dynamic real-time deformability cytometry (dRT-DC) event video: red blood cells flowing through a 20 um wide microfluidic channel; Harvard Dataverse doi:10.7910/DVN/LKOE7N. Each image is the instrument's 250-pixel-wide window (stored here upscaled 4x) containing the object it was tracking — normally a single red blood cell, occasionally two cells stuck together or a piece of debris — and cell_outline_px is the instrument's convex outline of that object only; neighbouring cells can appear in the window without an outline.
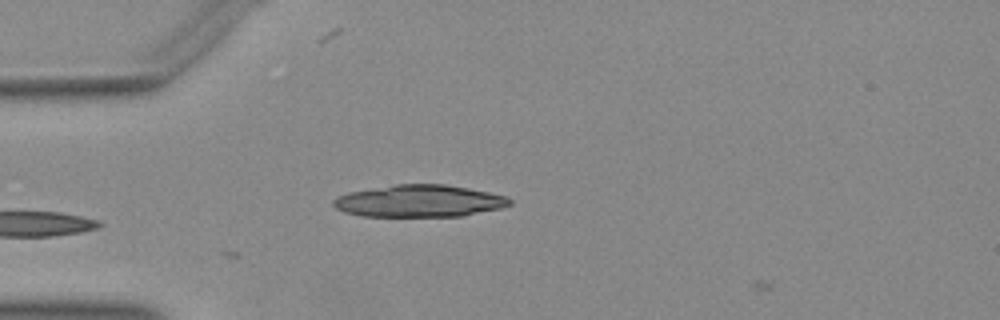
{"species": "Egyptian fruit bat (a non-hibernating species)", "species_latin": "Rousettus aegyptiacus", "temperature_condition": "warm", "stored_images_in_passage": 10, "camera_frame_rate_fps": 3000, "um_per_image_px": 0.085, "animal": {"sex": "female"}, "frame": {"image": 1, "passage_image": 2, "time_ms": 0.333, "image_size_px": [1000, 320], "cell_outline_px": [[512, 204], [500, 208], [460, 216], [364, 216], [344, 212], [336, 208], [332, 204], [332, 200], [336, 196], [348, 192], [396, 184], [444, 184], [468, 188], [508, 196], [512, 200]], "centroid_in_image_um": [35.62, 17.08], "position_along_channel_um": 49.4, "area_um2": 32.95}}
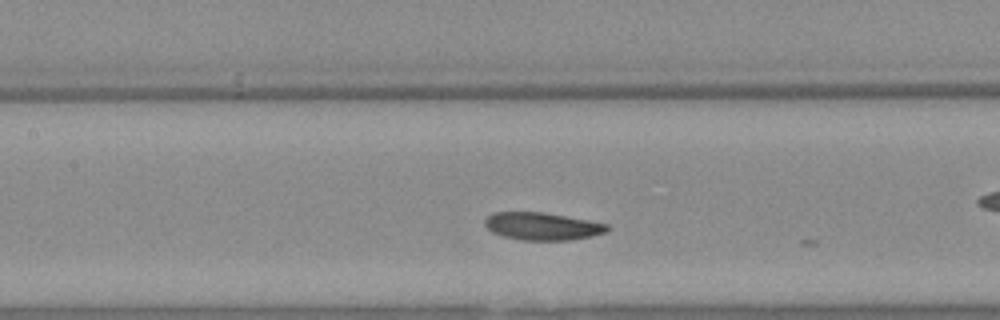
{"frame": {"image": 2, "passage_image": 8, "time_ms": 2.333, "image_size_px": [1000, 320], "cell_outline_px": [[608, 232], [592, 236], [568, 240], [520, 240], [504, 236], [492, 232], [484, 224], [484, 220], [492, 212], [544, 212], [588, 220], [608, 224]], "centroid_in_image_um": [46.09, 19.23], "position_along_channel_um": 161.3, "area_um2": 19.65}}